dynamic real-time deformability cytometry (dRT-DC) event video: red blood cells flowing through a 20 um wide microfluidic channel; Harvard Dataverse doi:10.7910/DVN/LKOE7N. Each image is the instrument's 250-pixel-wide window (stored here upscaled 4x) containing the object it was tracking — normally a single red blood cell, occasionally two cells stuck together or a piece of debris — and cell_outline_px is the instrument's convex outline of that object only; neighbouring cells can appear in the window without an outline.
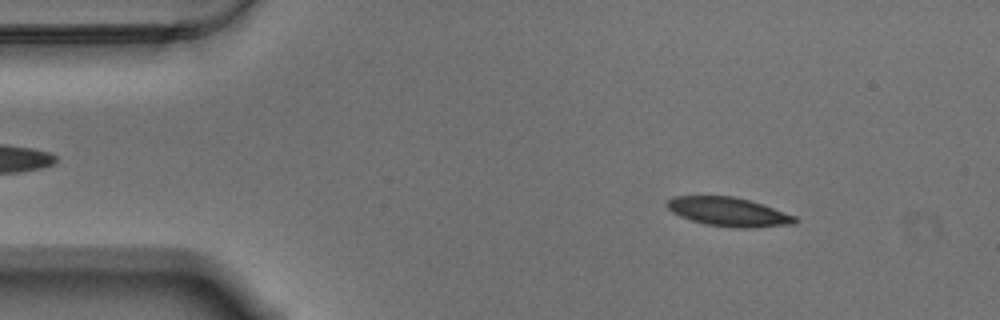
{"species": "Egyptian fruit bat (a non-hibernating species)", "species_latin": "Rousettus aegyptiacus", "temperature_condition": "warm", "stored_images_in_passage": 57, "camera_frame_rate_fps": 3000, "um_per_image_px": 0.085, "animal": {"sex": "male"}, "frame": {"image": 1, "passage_image": 7, "time_ms": 2.0, "image_size_px": [1000, 320], "cell_outline_px": [[800, 220], [796, 224], [756, 228], [736, 228], [704, 224], [680, 216], [672, 212], [664, 204], [672, 196], [732, 196], [748, 200], [796, 216]], "centroid_in_image_um": [61.93, 18.02], "position_along_channel_um": 23.1, "area_um2": 21.62}}
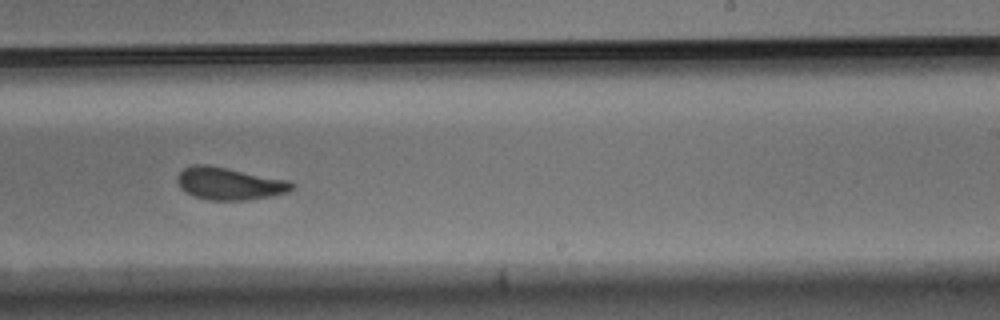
{"frame": {"image": 2, "passage_image": 34, "time_ms": 11.0, "image_size_px": [1000, 320], "cell_outline_px": [[296, 184], [288, 192], [272, 196], [248, 200], [208, 200], [196, 196], [180, 188], [176, 180], [176, 176], [184, 168], [192, 164], [208, 164], [292, 180]], "centroid_in_image_um": [19.54, 15.59], "position_along_channel_um": 269.5, "area_um2": 21.96}}
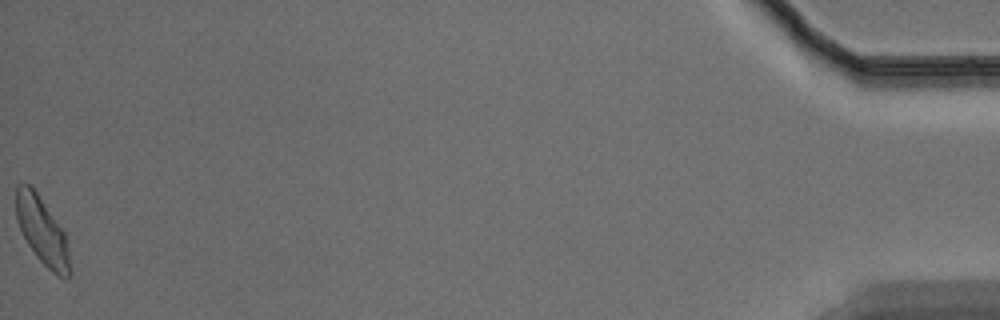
{"frame": {"image": 3, "passage_image": 57, "time_ms": 18.667, "image_size_px": [1000, 320], "cell_outline_px": [[72, 276], [68, 280], [64, 280], [52, 272], [36, 256], [28, 244], [16, 220], [16, 188], [20, 184], [32, 184], [64, 232], [68, 248], [72, 268]], "centroid_in_image_um": [3.62, 19.68], "position_along_channel_um": 431.6, "area_um2": 21.33}, "authors_computed_cell_mechanics": {"area_um2": 21.8484, "velocity_mm_per_s": 3.4692, "shape_relaxation_time_tau1_ms": 6.7661, "shape_relaxation_time_tau2_ms": 2.3657, "deformation_change_tau1": 0.1624, "deformation_change_tau2": 0.0783}}